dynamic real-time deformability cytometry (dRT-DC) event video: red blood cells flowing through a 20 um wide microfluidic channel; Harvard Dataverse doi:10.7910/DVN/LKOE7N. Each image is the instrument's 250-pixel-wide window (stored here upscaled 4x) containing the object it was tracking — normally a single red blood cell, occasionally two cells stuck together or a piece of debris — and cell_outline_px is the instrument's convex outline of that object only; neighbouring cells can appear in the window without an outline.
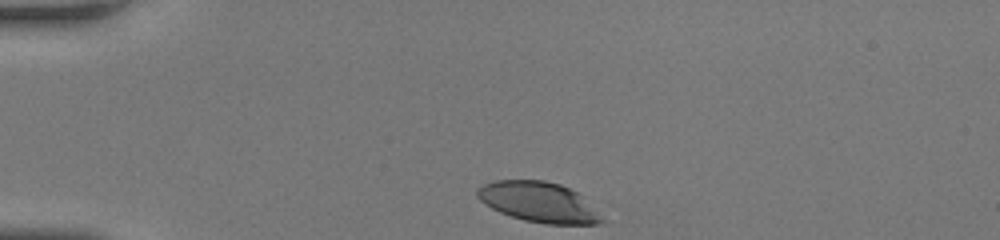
{"species": "human", "species_latin": "Homo sapiens", "temperature_condition": "room temperature", "stored_images_in_passage": 31, "camera_frame_rate_fps": 3000, "um_per_image_px": 0.085, "donor": {"sex": "female"}, "frame": {"image": 1, "passage_image": 1, "time_ms": 0.0, "image_size_px": [1000, 240], "cell_outline_px": [[604, 220], [596, 224], [544, 224], [524, 220], [500, 212], [484, 204], [476, 196], [476, 188], [484, 184], [496, 180], [544, 180], [560, 184], [584, 196]], "centroid_in_image_um": [45.76, 17.17], "position_along_channel_um": 39.2, "area_um2": 29.13}}
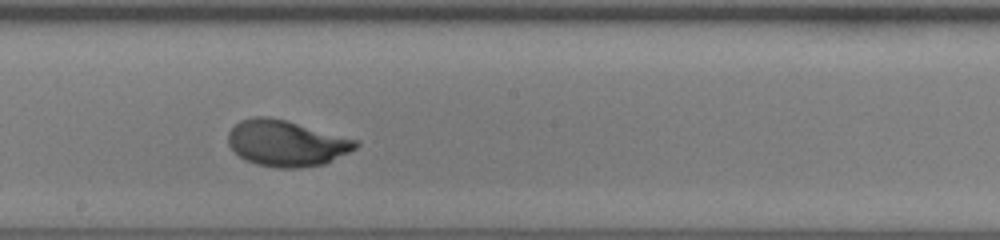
{"frame": {"image": 2, "passage_image": 18, "time_ms": 5.667, "image_size_px": [1000, 240], "cell_outline_px": [[360, 144], [356, 148], [324, 164], [300, 168], [276, 168], [256, 164], [244, 160], [228, 144], [228, 132], [240, 120], [252, 116], [268, 116], [288, 120], [360, 140]], "centroid_in_image_um": [24.35, 12.16], "position_along_channel_um": 223.8, "area_um2": 34.56}}
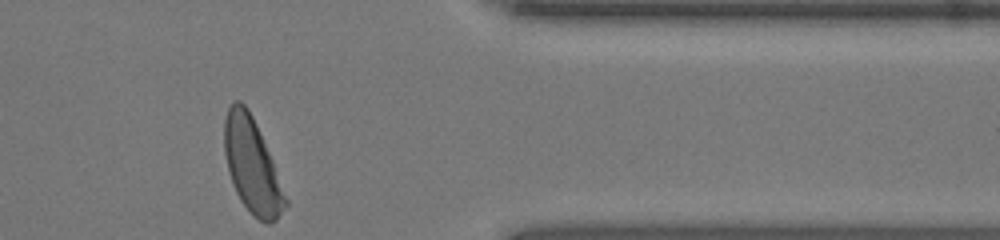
{"frame": {"image": 3, "passage_image": 31, "time_ms": 10.0, "image_size_px": [1000, 240], "cell_outline_px": [[288, 204], [276, 220], [272, 224], [268, 224], [252, 216], [240, 200], [236, 192], [228, 168], [224, 152], [224, 120], [228, 108], [232, 100], [240, 100], [248, 108], [256, 124], [272, 160], [288, 200]], "centroid_in_image_um": [21.42, 14.09], "position_along_channel_um": 390.0, "area_um2": 33.41}, "authors_computed_cell_mechanics": {"area_um2": 33.4084, "velocity_mm_per_s": 4.1644, "shape_relaxation_time_tau1_ms": 3.1726, "shape_relaxation_time_tau2_ms": null, "deformation_change_tau1": 0.1897, "deformation_change_tau2": null}}